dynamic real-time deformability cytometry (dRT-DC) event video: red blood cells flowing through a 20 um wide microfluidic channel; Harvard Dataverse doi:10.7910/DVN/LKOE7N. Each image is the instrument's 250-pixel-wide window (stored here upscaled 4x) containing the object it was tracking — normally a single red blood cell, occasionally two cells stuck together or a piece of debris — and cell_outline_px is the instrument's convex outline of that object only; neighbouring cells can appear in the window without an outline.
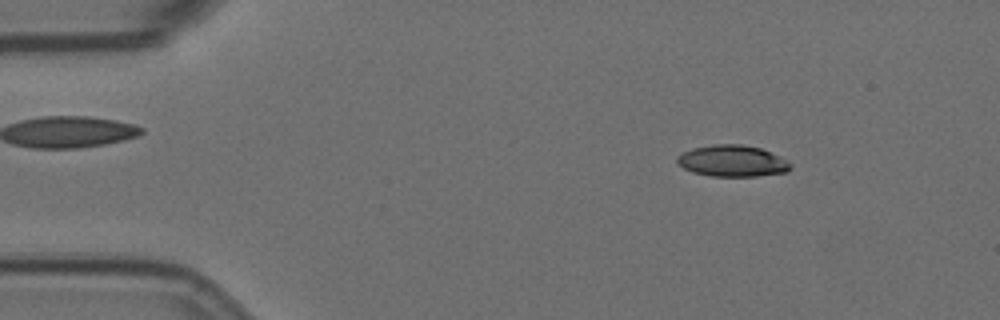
{"species": "Egyptian fruit bat (a non-hibernating species)", "species_latin": "Rousettus aegyptiacus", "temperature_condition": "room temperature", "stored_images_in_passage": 55, "camera_frame_rate_fps": 3000, "um_per_image_px": 0.085, "animal": {"sex": "female"}, "frame": {"image": 1, "passage_image": 7, "time_ms": 2.0, "image_size_px": [1000, 320], "cell_outline_px": [[792, 168], [788, 172], [756, 176], [712, 176], [692, 172], [676, 164], [676, 156], [692, 148], [712, 144], [740, 144], [760, 148], [780, 156], [788, 160], [792, 164]], "centroid_in_image_um": [62.25, 13.68], "position_along_channel_um": 22.7, "area_um2": 20.98}}
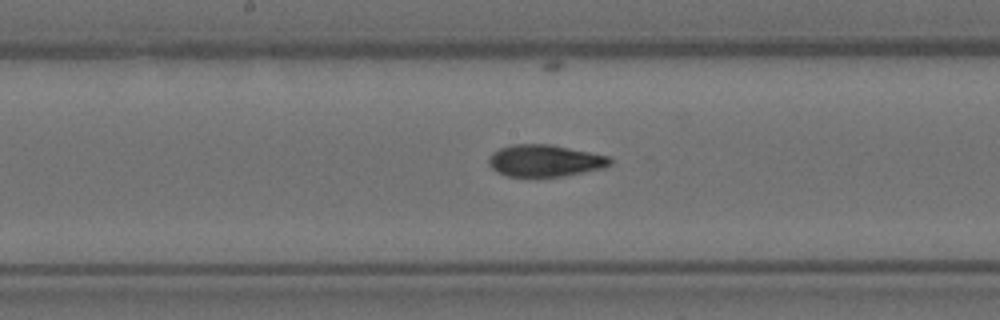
{"frame": {"image": 2, "passage_image": 28, "time_ms": 9.0, "image_size_px": [1000, 320], "cell_outline_px": [[612, 164], [604, 168], [564, 176], [508, 176], [496, 172], [488, 164], [488, 156], [492, 152], [500, 148], [512, 144], [552, 144], [608, 156], [612, 160]], "centroid_in_image_um": [46.3, 13.65], "position_along_channel_um": 201.9, "area_um2": 22.66}}
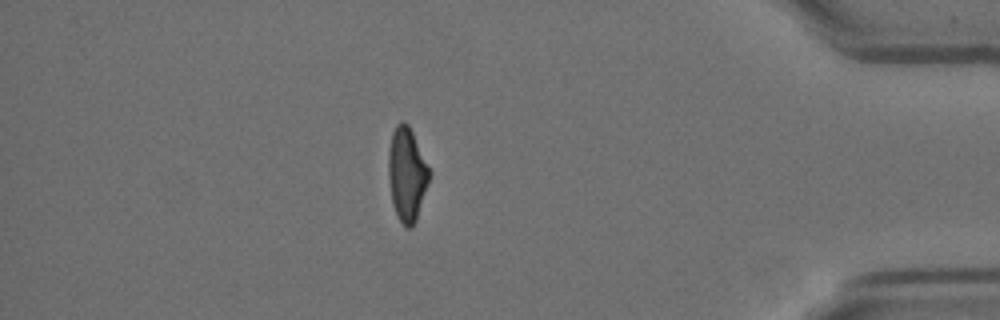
{"frame": {"image": 3, "passage_image": 48, "time_ms": 15.667, "image_size_px": [1000, 320], "cell_outline_px": [[432, 172], [416, 220], [408, 228], [400, 220], [392, 204], [388, 176], [388, 152], [392, 132], [396, 124], [400, 120], [404, 120], [408, 124]], "centroid_in_image_um": [34.58, 14.75], "position_along_channel_um": 400.6, "area_um2": 22.31}, "authors_computed_cell_mechanics": {"area_um2": 22.4264, "velocity_mm_per_s": 3.6063, "shape_relaxation_time_tau1_ms": 6.1445, "shape_relaxation_time_tau2_ms": 2.4189, "deformation_change_tau1": 0.203, "deformation_change_tau2": 0.0826}}